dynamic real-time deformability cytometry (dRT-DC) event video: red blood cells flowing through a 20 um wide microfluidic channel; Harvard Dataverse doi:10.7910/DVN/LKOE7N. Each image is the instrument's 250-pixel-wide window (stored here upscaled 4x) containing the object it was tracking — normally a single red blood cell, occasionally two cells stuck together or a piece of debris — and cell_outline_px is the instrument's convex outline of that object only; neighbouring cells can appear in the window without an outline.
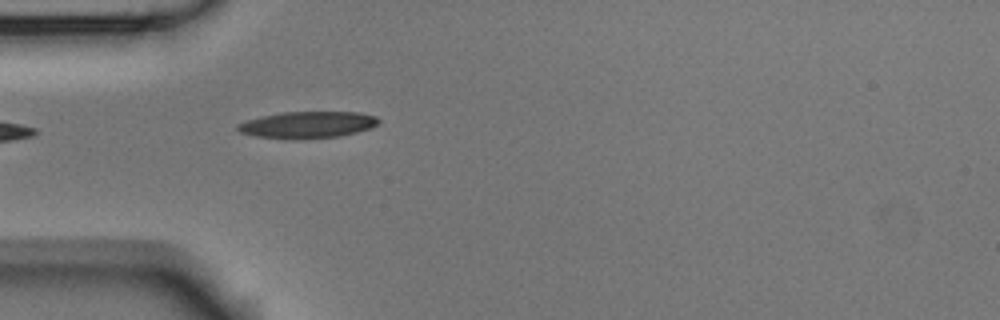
{"species": "Egyptian fruit bat (a non-hibernating species)", "species_latin": "Rousettus aegyptiacus", "temperature_condition": "room temperature", "stored_images_in_passage": 5, "camera_frame_rate_fps": 3000, "um_per_image_px": 0.085, "animal": {"sex": "male"}, "frame": {"image": 1, "passage_image": 5, "time_ms": 1.333, "image_size_px": [1000, 320], "cell_outline_px": [[380, 120], [372, 128], [340, 136], [292, 140], [256, 136], [240, 132], [236, 128], [236, 124], [248, 120], [280, 112], [360, 112], [376, 116]], "centroid_in_image_um": [26.15, 10.61], "position_along_channel_um": 58.9, "area_um2": 21.96}}